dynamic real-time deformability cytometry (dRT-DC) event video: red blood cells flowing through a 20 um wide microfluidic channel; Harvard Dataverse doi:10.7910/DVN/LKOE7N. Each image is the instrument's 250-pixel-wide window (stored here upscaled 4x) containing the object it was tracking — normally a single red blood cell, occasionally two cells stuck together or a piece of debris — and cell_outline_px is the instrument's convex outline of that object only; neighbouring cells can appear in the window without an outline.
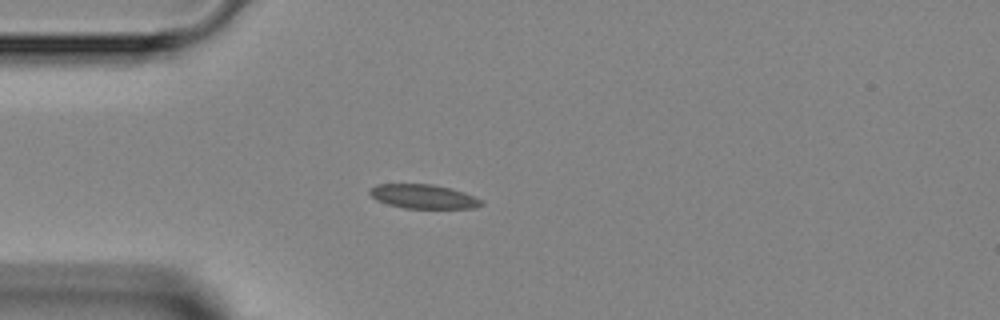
{"species": "Egyptian fruit bat (a non-hibernating species)", "species_latin": "Rousettus aegyptiacus", "temperature_condition": "room temperature", "stored_images_in_passage": 4, "camera_frame_rate_fps": 3000, "um_per_image_px": 0.085, "animal": {"sex": "female"}, "frame": {"image": 1, "passage_image": 3, "time_ms": 2.333, "image_size_px": [1000, 320], "cell_outline_px": [[484, 204], [476, 208], [404, 208], [388, 204], [376, 200], [368, 192], [376, 184], [432, 184], [452, 188], [464, 192], [480, 200]], "centroid_in_image_um": [35.98, 16.7], "position_along_channel_um": 49.0, "area_um2": 15.61}}
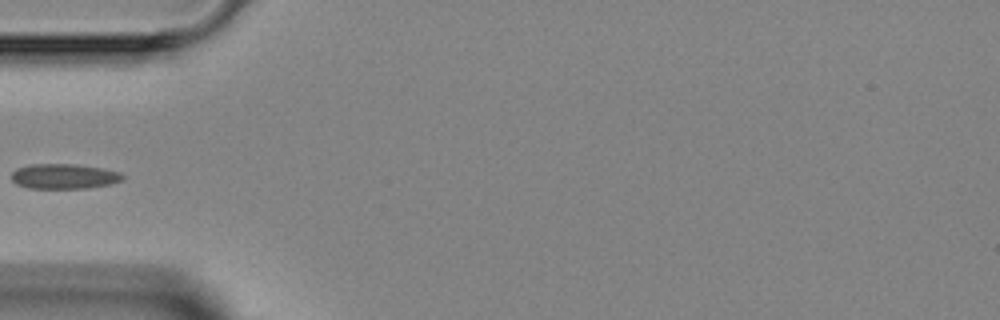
{"frame": {"image": 2, "passage_image": 4, "time_ms": 3.333, "image_size_px": [1000, 320], "cell_outline_px": [[124, 180], [108, 184], [88, 188], [28, 188], [16, 184], [12, 180], [12, 172], [16, 168], [28, 164], [76, 164], [100, 168], [120, 172], [124, 176]], "centroid_in_image_um": [5.42, 14.98], "position_along_channel_um": 79.6, "area_um2": 16.24}}